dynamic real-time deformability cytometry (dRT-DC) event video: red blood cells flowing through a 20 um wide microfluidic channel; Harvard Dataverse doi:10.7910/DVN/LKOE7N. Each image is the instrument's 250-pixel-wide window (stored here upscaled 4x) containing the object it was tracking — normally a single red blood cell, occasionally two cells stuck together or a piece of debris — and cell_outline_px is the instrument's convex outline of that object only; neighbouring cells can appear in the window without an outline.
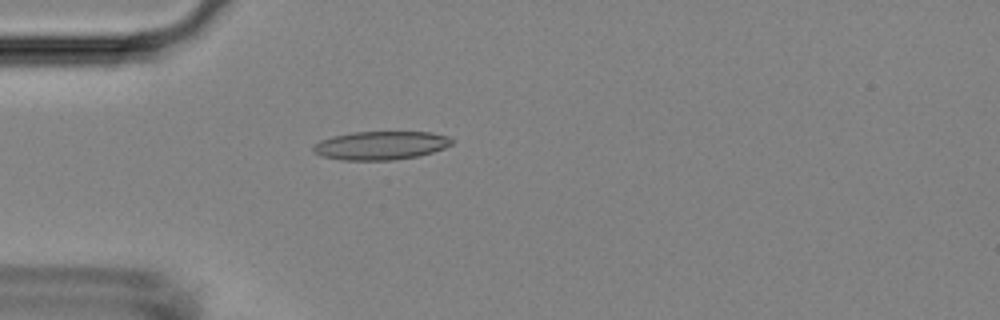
{"species": "Egyptian fruit bat (a non-hibernating species)", "species_latin": "Rousettus aegyptiacus", "temperature_condition": "room temperature", "stored_images_in_passage": 41, "camera_frame_rate_fps": 3000, "um_per_image_px": 0.085, "animal": {"sex": "female"}, "frame": {"image": 1, "passage_image": 3, "time_ms": 0.667, "image_size_px": [1000, 320], "cell_outline_px": [[452, 144], [444, 148], [420, 156], [392, 160], [344, 160], [320, 156], [312, 152], [312, 148], [320, 140], [332, 136], [352, 132], [432, 132], [448, 136], [452, 140]], "centroid_in_image_um": [32.35, 12.36], "position_along_channel_um": 52.7, "area_um2": 23.12}}
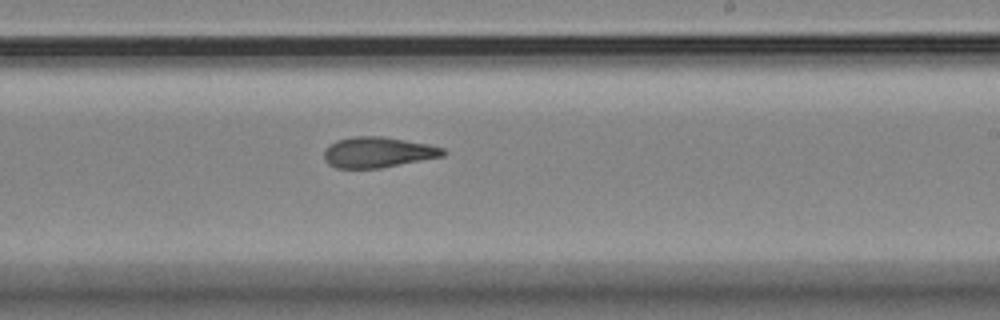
{"frame": {"image": 2, "passage_image": 20, "time_ms": 6.333, "image_size_px": [1000, 320], "cell_outline_px": [[448, 152], [444, 156], [380, 168], [336, 168], [328, 164], [324, 160], [324, 148], [328, 144], [336, 140], [352, 136], [380, 136], [428, 144], [444, 148]], "centroid_in_image_um": [32.09, 12.94], "position_along_channel_um": 256.9, "area_um2": 21.39}}
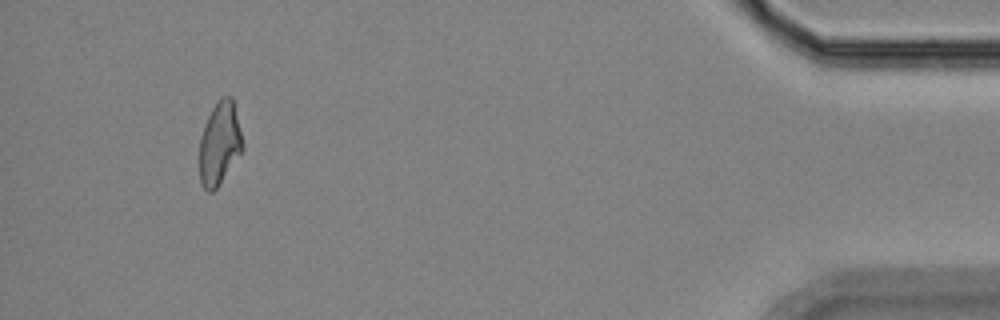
{"frame": {"image": 3, "passage_image": 38, "time_ms": 12.333, "image_size_px": [1000, 320], "cell_outline_px": [[244, 148], [216, 188], [212, 192], [208, 192], [200, 184], [200, 136], [204, 124], [212, 108], [220, 96], [232, 96], [244, 144]], "centroid_in_image_um": [18.66, 12.16], "position_along_channel_um": 416.5, "area_um2": 20.81}, "authors_computed_cell_mechanics": {"area_um2": 21.5594, "velocity_mm_per_s": 3.7452, "shape_relaxation_time_tau1_ms": 9.361, "shape_relaxation_time_tau2_ms": 2.2002, "deformation_change_tau1": 0.235, "deformation_change_tau2": 0.1069}}